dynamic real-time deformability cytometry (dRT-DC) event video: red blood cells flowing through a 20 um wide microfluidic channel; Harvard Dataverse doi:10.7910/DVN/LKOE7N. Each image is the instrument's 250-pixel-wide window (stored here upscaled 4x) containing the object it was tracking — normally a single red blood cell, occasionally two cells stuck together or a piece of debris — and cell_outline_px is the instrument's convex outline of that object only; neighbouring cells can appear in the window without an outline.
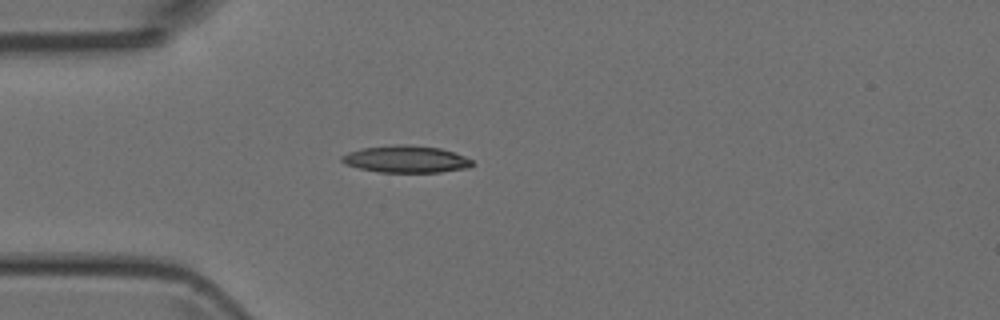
{"species": "Egyptian fruit bat (a non-hibernating species)", "species_latin": "Rousettus aegyptiacus", "temperature_condition": "room temperature", "stored_images_in_passage": 1, "camera_frame_rate_fps": 3000, "um_per_image_px": 0.085, "animal": {"sex": "female"}, "frame": {"image": 1, "passage_image": 1, "time_ms": 0.0, "image_size_px": [1000, 320], "cell_outline_px": [[472, 164], [468, 168], [440, 172], [380, 172], [360, 168], [344, 164], [340, 160], [340, 156], [348, 152], [360, 148], [396, 144], [408, 144], [440, 148], [464, 156], [472, 160]], "centroid_in_image_um": [34.46, 13.52], "position_along_channel_um": 50.5, "area_um2": 20.58}}